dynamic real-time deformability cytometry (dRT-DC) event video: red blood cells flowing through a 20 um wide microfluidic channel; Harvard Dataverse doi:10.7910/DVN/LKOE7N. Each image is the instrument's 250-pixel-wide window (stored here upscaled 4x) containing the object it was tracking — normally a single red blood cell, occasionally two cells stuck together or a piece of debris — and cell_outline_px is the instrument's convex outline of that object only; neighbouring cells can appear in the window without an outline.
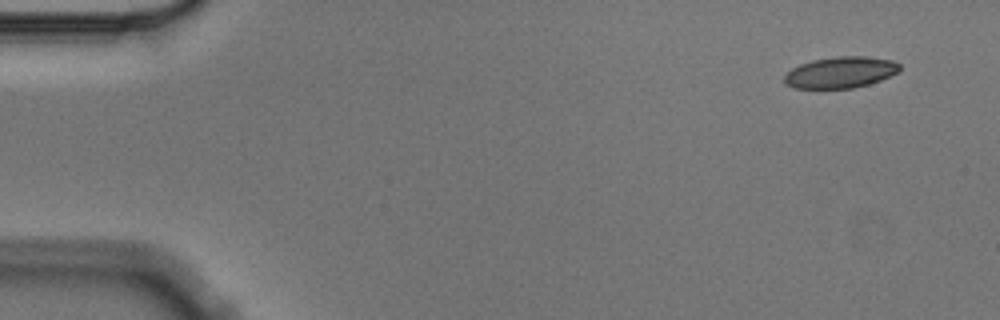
{"species": "Egyptian fruit bat (a non-hibernating species)", "species_latin": "Rousettus aegyptiacus", "temperature_condition": "cold", "stored_images_in_passage": 4, "camera_frame_rate_fps": 3000, "um_per_image_px": 0.085, "animal": {"sex": "male"}, "frame": {"image": 1, "passage_image": 1, "time_ms": 0.0, "image_size_px": [1000, 320], "cell_outline_px": [[900, 68], [896, 72], [880, 80], [868, 84], [852, 88], [792, 88], [784, 80], [784, 76], [792, 68], [800, 64], [812, 60], [836, 56], [868, 56], [892, 60], [900, 64]], "centroid_in_image_um": [71.44, 6.14], "position_along_channel_um": 13.6, "area_um2": 20.87}}
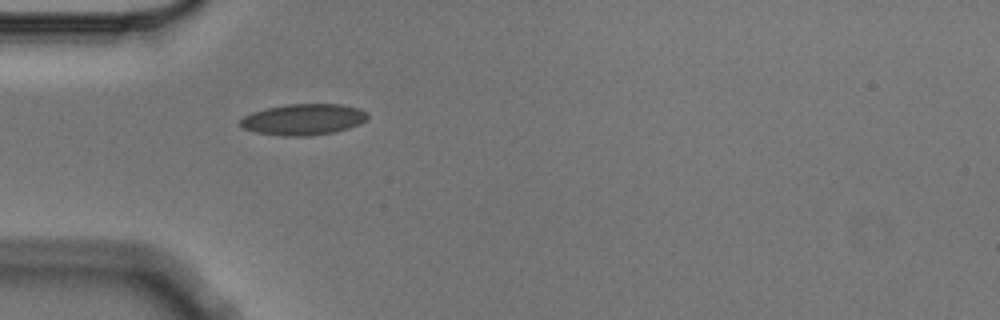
{"frame": {"image": 2, "passage_image": 4, "time_ms": 1.0, "image_size_px": [1000, 320], "cell_outline_px": [[368, 120], [360, 124], [336, 132], [312, 136], [284, 136], [256, 132], [244, 128], [240, 124], [240, 120], [244, 116], [252, 112], [268, 108], [288, 104], [340, 104], [360, 108], [368, 112]], "centroid_in_image_um": [25.85, 10.15], "position_along_channel_um": 59.1, "area_um2": 23.24}}